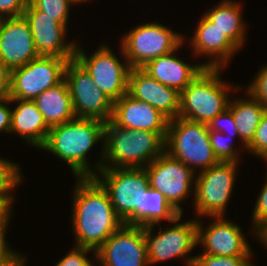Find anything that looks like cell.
I'll return each instance as SVG.
<instances>
[{"label":"cell","instance_id":"f1b7e54d","mask_svg":"<svg viewBox=\"0 0 267 266\" xmlns=\"http://www.w3.org/2000/svg\"><path fill=\"white\" fill-rule=\"evenodd\" d=\"M18 166L0 158V197H12L8 192L21 181Z\"/></svg>","mask_w":267,"mask_h":266},{"label":"cell","instance_id":"4dcf8cb0","mask_svg":"<svg viewBox=\"0 0 267 266\" xmlns=\"http://www.w3.org/2000/svg\"><path fill=\"white\" fill-rule=\"evenodd\" d=\"M247 150L261 156L263 159L267 157V111L261 118L256 129L252 142L246 147Z\"/></svg>","mask_w":267,"mask_h":266},{"label":"cell","instance_id":"5b68a950","mask_svg":"<svg viewBox=\"0 0 267 266\" xmlns=\"http://www.w3.org/2000/svg\"><path fill=\"white\" fill-rule=\"evenodd\" d=\"M104 178H95L107 190L118 217L130 225L141 226L142 195L149 187L145 168H102L98 171Z\"/></svg>","mask_w":267,"mask_h":266},{"label":"cell","instance_id":"d6a6232c","mask_svg":"<svg viewBox=\"0 0 267 266\" xmlns=\"http://www.w3.org/2000/svg\"><path fill=\"white\" fill-rule=\"evenodd\" d=\"M247 93L255 97L267 108V65L259 71Z\"/></svg>","mask_w":267,"mask_h":266},{"label":"cell","instance_id":"d6986e66","mask_svg":"<svg viewBox=\"0 0 267 266\" xmlns=\"http://www.w3.org/2000/svg\"><path fill=\"white\" fill-rule=\"evenodd\" d=\"M111 119L124 128L155 133H167L169 122L159 110L128 93L114 101Z\"/></svg>","mask_w":267,"mask_h":266},{"label":"cell","instance_id":"52a82bcc","mask_svg":"<svg viewBox=\"0 0 267 266\" xmlns=\"http://www.w3.org/2000/svg\"><path fill=\"white\" fill-rule=\"evenodd\" d=\"M183 38L163 24L148 23L131 29L122 39V53L131 68L180 48Z\"/></svg>","mask_w":267,"mask_h":266},{"label":"cell","instance_id":"4fadbf2b","mask_svg":"<svg viewBox=\"0 0 267 266\" xmlns=\"http://www.w3.org/2000/svg\"><path fill=\"white\" fill-rule=\"evenodd\" d=\"M94 255L102 266H148L143 227L124 223Z\"/></svg>","mask_w":267,"mask_h":266},{"label":"cell","instance_id":"2e32d148","mask_svg":"<svg viewBox=\"0 0 267 266\" xmlns=\"http://www.w3.org/2000/svg\"><path fill=\"white\" fill-rule=\"evenodd\" d=\"M29 22L22 16L7 17L0 32V61L10 70L37 58Z\"/></svg>","mask_w":267,"mask_h":266},{"label":"cell","instance_id":"4316f807","mask_svg":"<svg viewBox=\"0 0 267 266\" xmlns=\"http://www.w3.org/2000/svg\"><path fill=\"white\" fill-rule=\"evenodd\" d=\"M28 2L37 10L44 13L56 22L67 26L70 0H28Z\"/></svg>","mask_w":267,"mask_h":266},{"label":"cell","instance_id":"44dd1931","mask_svg":"<svg viewBox=\"0 0 267 266\" xmlns=\"http://www.w3.org/2000/svg\"><path fill=\"white\" fill-rule=\"evenodd\" d=\"M175 51L147 62L141 69L161 84L182 92L204 69L202 64L189 65L173 56Z\"/></svg>","mask_w":267,"mask_h":266},{"label":"cell","instance_id":"60d3db41","mask_svg":"<svg viewBox=\"0 0 267 266\" xmlns=\"http://www.w3.org/2000/svg\"><path fill=\"white\" fill-rule=\"evenodd\" d=\"M24 257H20L19 253L17 254L14 253L12 256H10L9 258L3 260L0 262V266H24L25 264V258Z\"/></svg>","mask_w":267,"mask_h":266},{"label":"cell","instance_id":"83f0119b","mask_svg":"<svg viewBox=\"0 0 267 266\" xmlns=\"http://www.w3.org/2000/svg\"><path fill=\"white\" fill-rule=\"evenodd\" d=\"M250 257L217 256L200 254L188 258V266H251Z\"/></svg>","mask_w":267,"mask_h":266},{"label":"cell","instance_id":"cb8c5ba5","mask_svg":"<svg viewBox=\"0 0 267 266\" xmlns=\"http://www.w3.org/2000/svg\"><path fill=\"white\" fill-rule=\"evenodd\" d=\"M248 100L229 101L228 109L232 112L238 129V136L246 148L253 140L256 129L267 108L252 95Z\"/></svg>","mask_w":267,"mask_h":266},{"label":"cell","instance_id":"f546056e","mask_svg":"<svg viewBox=\"0 0 267 266\" xmlns=\"http://www.w3.org/2000/svg\"><path fill=\"white\" fill-rule=\"evenodd\" d=\"M209 138L211 146L213 148V152L219 161H238V152L233 149L232 144L230 142H227V138L224 137L222 132L209 131Z\"/></svg>","mask_w":267,"mask_h":266},{"label":"cell","instance_id":"7bdbcfd3","mask_svg":"<svg viewBox=\"0 0 267 266\" xmlns=\"http://www.w3.org/2000/svg\"><path fill=\"white\" fill-rule=\"evenodd\" d=\"M6 19H7V17L0 13V32L2 31V27H3Z\"/></svg>","mask_w":267,"mask_h":266},{"label":"cell","instance_id":"277c9868","mask_svg":"<svg viewBox=\"0 0 267 266\" xmlns=\"http://www.w3.org/2000/svg\"><path fill=\"white\" fill-rule=\"evenodd\" d=\"M220 71L221 68H205L180 93L178 117L208 124L228 108L227 92L231 86L221 81Z\"/></svg>","mask_w":267,"mask_h":266},{"label":"cell","instance_id":"8992f818","mask_svg":"<svg viewBox=\"0 0 267 266\" xmlns=\"http://www.w3.org/2000/svg\"><path fill=\"white\" fill-rule=\"evenodd\" d=\"M165 152L192 168L194 172L191 165L205 171L220 162L210 143L208 125L180 117L168 122Z\"/></svg>","mask_w":267,"mask_h":266},{"label":"cell","instance_id":"ee69618b","mask_svg":"<svg viewBox=\"0 0 267 266\" xmlns=\"http://www.w3.org/2000/svg\"><path fill=\"white\" fill-rule=\"evenodd\" d=\"M72 3H82V2H86L88 0H70Z\"/></svg>","mask_w":267,"mask_h":266},{"label":"cell","instance_id":"d590c367","mask_svg":"<svg viewBox=\"0 0 267 266\" xmlns=\"http://www.w3.org/2000/svg\"><path fill=\"white\" fill-rule=\"evenodd\" d=\"M28 0H0V13L6 17L22 16Z\"/></svg>","mask_w":267,"mask_h":266},{"label":"cell","instance_id":"6da1fadb","mask_svg":"<svg viewBox=\"0 0 267 266\" xmlns=\"http://www.w3.org/2000/svg\"><path fill=\"white\" fill-rule=\"evenodd\" d=\"M77 179L72 207L76 246L95 253L124 222L116 214L107 190L95 177Z\"/></svg>","mask_w":267,"mask_h":266},{"label":"cell","instance_id":"ac0fdd59","mask_svg":"<svg viewBox=\"0 0 267 266\" xmlns=\"http://www.w3.org/2000/svg\"><path fill=\"white\" fill-rule=\"evenodd\" d=\"M128 94L133 98L149 103L169 120L178 117L180 92L161 84L141 68L130 69Z\"/></svg>","mask_w":267,"mask_h":266},{"label":"cell","instance_id":"3957f363","mask_svg":"<svg viewBox=\"0 0 267 266\" xmlns=\"http://www.w3.org/2000/svg\"><path fill=\"white\" fill-rule=\"evenodd\" d=\"M105 122L93 118H74L50 127L41 149L66 161L77 177H95L86 162V154L99 140L104 141Z\"/></svg>","mask_w":267,"mask_h":266},{"label":"cell","instance_id":"484cf974","mask_svg":"<svg viewBox=\"0 0 267 266\" xmlns=\"http://www.w3.org/2000/svg\"><path fill=\"white\" fill-rule=\"evenodd\" d=\"M180 215L166 200L163 194L151 187L141 200V226L148 227L160 223L162 219L172 222Z\"/></svg>","mask_w":267,"mask_h":266},{"label":"cell","instance_id":"f35d334b","mask_svg":"<svg viewBox=\"0 0 267 266\" xmlns=\"http://www.w3.org/2000/svg\"><path fill=\"white\" fill-rule=\"evenodd\" d=\"M13 197H0V228H7Z\"/></svg>","mask_w":267,"mask_h":266},{"label":"cell","instance_id":"e0dca14e","mask_svg":"<svg viewBox=\"0 0 267 266\" xmlns=\"http://www.w3.org/2000/svg\"><path fill=\"white\" fill-rule=\"evenodd\" d=\"M217 219L204 231L197 220V243L204 246L202 254L232 257H250V245L237 224L224 220L223 216H212ZM203 230V231H202Z\"/></svg>","mask_w":267,"mask_h":266},{"label":"cell","instance_id":"8fae6325","mask_svg":"<svg viewBox=\"0 0 267 266\" xmlns=\"http://www.w3.org/2000/svg\"><path fill=\"white\" fill-rule=\"evenodd\" d=\"M76 46L75 59L91 75L94 83L114 102L128 93V75L131 67L123 65L106 45L92 56Z\"/></svg>","mask_w":267,"mask_h":266},{"label":"cell","instance_id":"8d00e7d4","mask_svg":"<svg viewBox=\"0 0 267 266\" xmlns=\"http://www.w3.org/2000/svg\"><path fill=\"white\" fill-rule=\"evenodd\" d=\"M11 89V70L0 61V100L9 97Z\"/></svg>","mask_w":267,"mask_h":266},{"label":"cell","instance_id":"9a60e30c","mask_svg":"<svg viewBox=\"0 0 267 266\" xmlns=\"http://www.w3.org/2000/svg\"><path fill=\"white\" fill-rule=\"evenodd\" d=\"M23 16L29 22L34 43L39 56L75 58V43H65L67 27L56 22L43 12L35 9L29 2Z\"/></svg>","mask_w":267,"mask_h":266},{"label":"cell","instance_id":"7a4b0ae2","mask_svg":"<svg viewBox=\"0 0 267 266\" xmlns=\"http://www.w3.org/2000/svg\"><path fill=\"white\" fill-rule=\"evenodd\" d=\"M167 133H155L146 130H134L117 125L112 119L105 122L103 158L97 164L102 168H144L165 152ZM113 165L107 166L106 162ZM105 164H104V163Z\"/></svg>","mask_w":267,"mask_h":266},{"label":"cell","instance_id":"ab89813d","mask_svg":"<svg viewBox=\"0 0 267 266\" xmlns=\"http://www.w3.org/2000/svg\"><path fill=\"white\" fill-rule=\"evenodd\" d=\"M6 228H0V262L12 256L15 252L7 247L5 243Z\"/></svg>","mask_w":267,"mask_h":266},{"label":"cell","instance_id":"e575fe53","mask_svg":"<svg viewBox=\"0 0 267 266\" xmlns=\"http://www.w3.org/2000/svg\"><path fill=\"white\" fill-rule=\"evenodd\" d=\"M258 199L255 204L253 217V226L256 232L267 221V182L263 186L261 193L258 195Z\"/></svg>","mask_w":267,"mask_h":266},{"label":"cell","instance_id":"30bf717a","mask_svg":"<svg viewBox=\"0 0 267 266\" xmlns=\"http://www.w3.org/2000/svg\"><path fill=\"white\" fill-rule=\"evenodd\" d=\"M237 162L220 161L195 180V209L200 216H223L235 185Z\"/></svg>","mask_w":267,"mask_h":266},{"label":"cell","instance_id":"ffe728a7","mask_svg":"<svg viewBox=\"0 0 267 266\" xmlns=\"http://www.w3.org/2000/svg\"><path fill=\"white\" fill-rule=\"evenodd\" d=\"M192 42L196 54L214 56L215 60H211L209 63H202L205 68L222 69L231 56L239 50L205 15L198 24Z\"/></svg>","mask_w":267,"mask_h":266},{"label":"cell","instance_id":"1f68e13d","mask_svg":"<svg viewBox=\"0 0 267 266\" xmlns=\"http://www.w3.org/2000/svg\"><path fill=\"white\" fill-rule=\"evenodd\" d=\"M223 122V123H221ZM209 131H218L224 133L225 129H230V133L234 137L238 135L237 125L235 123L232 112L227 108L224 112L218 114L214 119H212L208 124ZM228 126V127H226ZM226 127V128H225ZM229 133V134H230Z\"/></svg>","mask_w":267,"mask_h":266},{"label":"cell","instance_id":"9c48e42d","mask_svg":"<svg viewBox=\"0 0 267 266\" xmlns=\"http://www.w3.org/2000/svg\"><path fill=\"white\" fill-rule=\"evenodd\" d=\"M72 59L74 58L38 56L24 66L11 70L9 98L34 100L64 79L66 64Z\"/></svg>","mask_w":267,"mask_h":266},{"label":"cell","instance_id":"7402d4cb","mask_svg":"<svg viewBox=\"0 0 267 266\" xmlns=\"http://www.w3.org/2000/svg\"><path fill=\"white\" fill-rule=\"evenodd\" d=\"M18 105L11 113L10 132H16L32 146L41 148L48 136L50 127L33 100L11 99Z\"/></svg>","mask_w":267,"mask_h":266},{"label":"cell","instance_id":"603a6c76","mask_svg":"<svg viewBox=\"0 0 267 266\" xmlns=\"http://www.w3.org/2000/svg\"><path fill=\"white\" fill-rule=\"evenodd\" d=\"M33 101L49 127L66 123L76 118L65 79L43 91Z\"/></svg>","mask_w":267,"mask_h":266},{"label":"cell","instance_id":"ba28073f","mask_svg":"<svg viewBox=\"0 0 267 266\" xmlns=\"http://www.w3.org/2000/svg\"><path fill=\"white\" fill-rule=\"evenodd\" d=\"M76 118H93L107 122L112 118L114 102L94 83L91 75L74 58L65 67Z\"/></svg>","mask_w":267,"mask_h":266},{"label":"cell","instance_id":"b9f144b4","mask_svg":"<svg viewBox=\"0 0 267 266\" xmlns=\"http://www.w3.org/2000/svg\"><path fill=\"white\" fill-rule=\"evenodd\" d=\"M257 238L267 247V221L256 231Z\"/></svg>","mask_w":267,"mask_h":266},{"label":"cell","instance_id":"5bb4252c","mask_svg":"<svg viewBox=\"0 0 267 266\" xmlns=\"http://www.w3.org/2000/svg\"><path fill=\"white\" fill-rule=\"evenodd\" d=\"M182 214L175 218L172 223L174 227L160 231L153 235L154 225L143 227L144 240L147 249L148 263L153 264L167 259L185 257L198 245L197 243V220L176 223Z\"/></svg>","mask_w":267,"mask_h":266},{"label":"cell","instance_id":"d4e9b609","mask_svg":"<svg viewBox=\"0 0 267 266\" xmlns=\"http://www.w3.org/2000/svg\"><path fill=\"white\" fill-rule=\"evenodd\" d=\"M240 3L226 0L205 13V16L221 30L238 48L242 47L245 37V23L241 15Z\"/></svg>","mask_w":267,"mask_h":266},{"label":"cell","instance_id":"836d02e7","mask_svg":"<svg viewBox=\"0 0 267 266\" xmlns=\"http://www.w3.org/2000/svg\"><path fill=\"white\" fill-rule=\"evenodd\" d=\"M90 250L87 247L75 246L55 266H94L86 257V253Z\"/></svg>","mask_w":267,"mask_h":266},{"label":"cell","instance_id":"74e56055","mask_svg":"<svg viewBox=\"0 0 267 266\" xmlns=\"http://www.w3.org/2000/svg\"><path fill=\"white\" fill-rule=\"evenodd\" d=\"M9 103H11V98L9 97L0 100V132L6 131L10 133L12 110L6 106Z\"/></svg>","mask_w":267,"mask_h":266},{"label":"cell","instance_id":"7c38bea8","mask_svg":"<svg viewBox=\"0 0 267 266\" xmlns=\"http://www.w3.org/2000/svg\"><path fill=\"white\" fill-rule=\"evenodd\" d=\"M144 168L149 177V187L163 194L170 205L182 214L179 202L188 197L191 190L195 176L192 168L166 152Z\"/></svg>","mask_w":267,"mask_h":266}]
</instances>
